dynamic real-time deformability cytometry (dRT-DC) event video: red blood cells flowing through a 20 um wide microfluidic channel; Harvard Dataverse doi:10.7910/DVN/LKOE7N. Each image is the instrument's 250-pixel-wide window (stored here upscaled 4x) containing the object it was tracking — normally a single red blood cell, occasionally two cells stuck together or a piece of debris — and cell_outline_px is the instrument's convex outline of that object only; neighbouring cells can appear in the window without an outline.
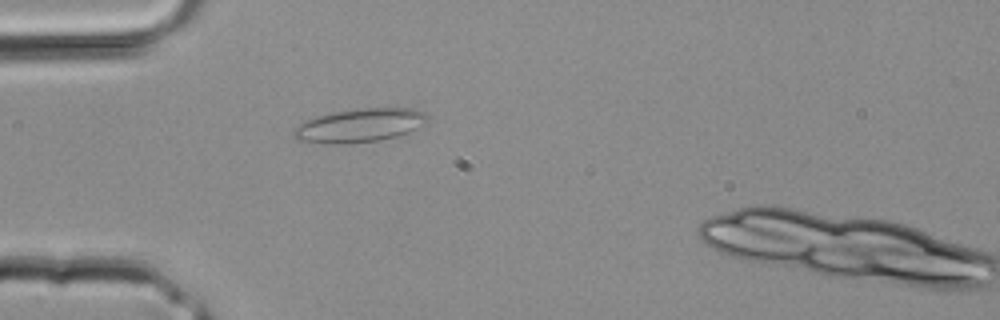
{"species": "common noctule bat (a hibernating species)", "species_latin": "Nyctalus noctula", "temperature_condition": "room temperature", "stored_images_in_passage": 3, "camera_frame_rate_fps": 3000, "um_per_image_px": 0.085, "animal": {"sex": "male", "body_mass_g": 20.4}, "frame": {"image": 1, "passage_image": 2, "time_ms": 0.333, "image_size_px": [1000, 320], "cell_outline_px": [[428, 124], [408, 132], [396, 136], [376, 140], [344, 144], [336, 144], [296, 140], [292, 136], [292, 128], [308, 120], [320, 116], [336, 112], [360, 108], [416, 108], [424, 112], [428, 116]], "centroid_in_image_um": [30.61, 10.66], "position_along_channel_um": 54.4, "area_um2": 26.07}}